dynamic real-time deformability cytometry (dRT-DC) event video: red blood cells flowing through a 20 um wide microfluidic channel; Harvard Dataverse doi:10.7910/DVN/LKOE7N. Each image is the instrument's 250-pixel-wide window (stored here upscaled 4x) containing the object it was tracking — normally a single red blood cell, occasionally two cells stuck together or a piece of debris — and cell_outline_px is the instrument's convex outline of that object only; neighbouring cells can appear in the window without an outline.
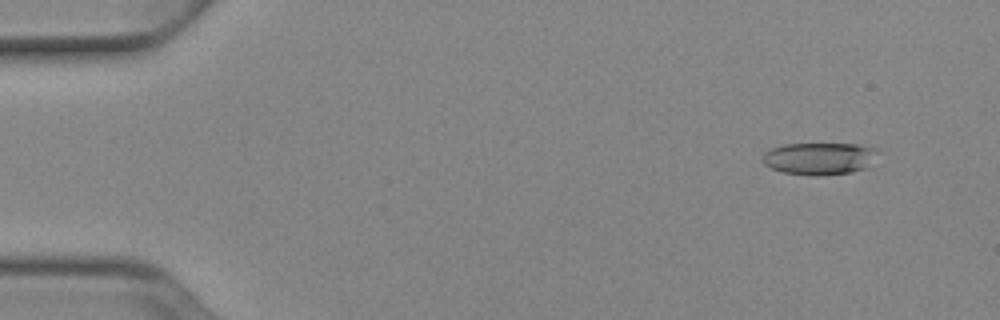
{"species": "Egyptian fruit bat (a non-hibernating species)", "species_latin": "Rousettus aegyptiacus", "temperature_condition": "cold", "stored_images_in_passage": 52, "camera_frame_rate_fps": 3000, "um_per_image_px": 0.085, "animal": {"sex": "female"}, "frame": {"image": 1, "passage_image": 5, "time_ms": 1.333, "image_size_px": [1000, 320], "cell_outline_px": [[880, 152], [868, 168], [852, 172], [816, 176], [784, 172], [772, 168], [764, 164], [760, 160], [764, 152], [772, 148], [784, 144], [856, 144], [876, 148]], "centroid_in_image_um": [69.68, 13.47], "position_along_channel_um": 15.3, "area_um2": 21.85}}
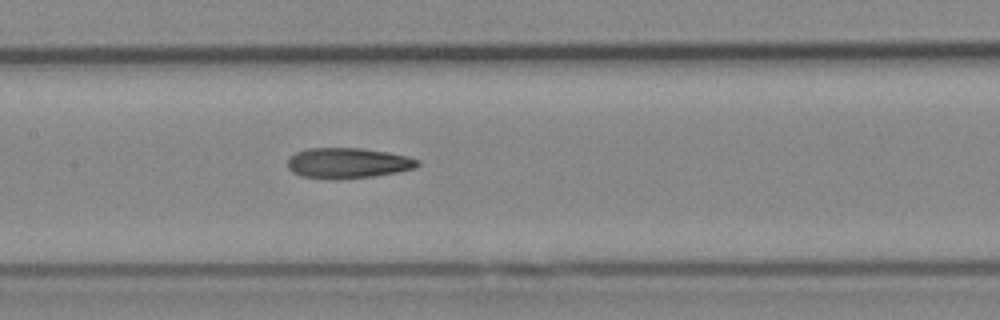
{"frame": {"image": 2, "passage_image": 26, "time_ms": 8.333, "image_size_px": [1000, 320], "cell_outline_px": [[420, 164], [416, 168], [396, 172], [372, 176], [336, 180], [328, 180], [300, 176], [292, 172], [288, 168], [288, 160], [296, 152], [308, 148], [364, 148], [388, 152], [408, 156], [420, 160]], "centroid_in_image_um": [29.57, 13.87], "position_along_channel_um": 177.8, "area_um2": 23.35}}
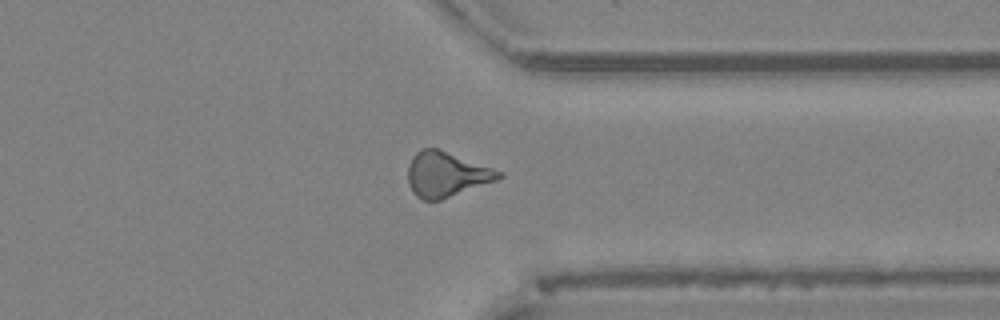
{"frame": {"image": 3, "passage_image": 41, "time_ms": 13.333, "image_size_px": [1000, 320], "cell_outline_px": [[504, 176], [496, 180], [440, 200], [424, 200], [416, 196], [412, 192], [408, 184], [408, 164], [412, 156], [416, 152], [424, 148], [436, 148], [504, 172]], "centroid_in_image_um": [37.91, 14.82], "position_along_channel_um": 373.5, "area_um2": 23.58}}